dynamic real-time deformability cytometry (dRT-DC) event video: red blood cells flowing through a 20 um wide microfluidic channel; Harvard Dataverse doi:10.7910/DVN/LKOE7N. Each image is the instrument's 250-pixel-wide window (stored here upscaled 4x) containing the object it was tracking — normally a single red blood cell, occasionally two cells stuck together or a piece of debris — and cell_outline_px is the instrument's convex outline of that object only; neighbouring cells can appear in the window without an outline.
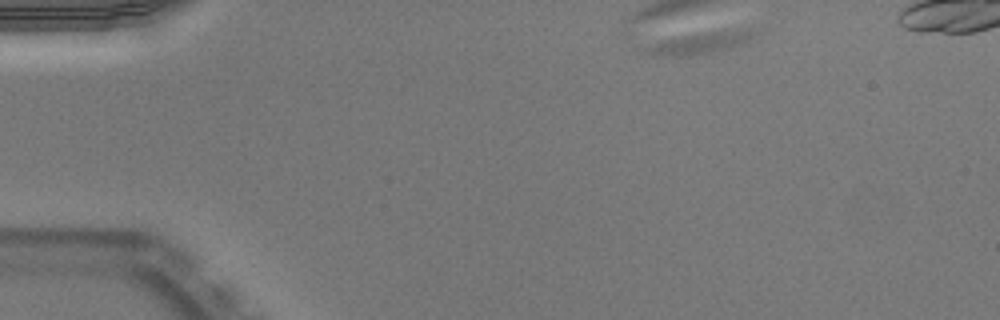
{"species": "Egyptian fruit bat (a non-hibernating species)", "species_latin": "Rousettus aegyptiacus", "temperature_condition": "warm", "stored_images_in_passage": 24, "camera_frame_rate_fps": 3000, "um_per_image_px": 0.085, "animal": {"sex": "male"}, "frame": {"image": 1, "passage_image": 1, "time_ms": 0.0, "image_size_px": [1000, 320], "cell_outline_px": [[764, 28], [756, 36], [740, 44], [728, 48], [688, 56], [668, 56], [648, 52], [648, 48], [652, 44], [664, 40], [684, 36], [736, 28]], "centroid_in_image_um": [59.8, 3.59], "position_along_channel_um": 25.2, "area_um2": 13.24}}